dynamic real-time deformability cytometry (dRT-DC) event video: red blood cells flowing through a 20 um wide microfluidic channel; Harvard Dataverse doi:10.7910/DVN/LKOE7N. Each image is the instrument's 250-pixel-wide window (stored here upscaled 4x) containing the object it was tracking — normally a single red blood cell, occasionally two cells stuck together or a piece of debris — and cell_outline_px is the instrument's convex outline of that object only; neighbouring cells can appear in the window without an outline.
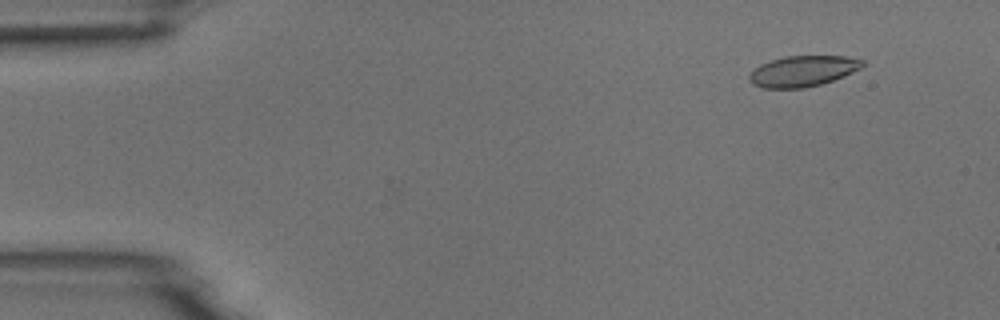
{"species": "common noctule bat (a hibernating species)", "species_latin": "Nyctalus noctula", "temperature_condition": "room temperature", "stored_images_in_passage": 54, "camera_frame_rate_fps": 3000, "um_per_image_px": 0.085, "animal": {"sex": "male", "body_mass_g": 18.8}, "frame": {"image": 1, "passage_image": 5, "time_ms": 1.333, "image_size_px": [1000, 320], "cell_outline_px": [[864, 64], [860, 68], [844, 76], [820, 84], [804, 88], [760, 88], [752, 84], [748, 80], [748, 76], [760, 64], [784, 56], [848, 56], [864, 60]], "centroid_in_image_um": [68.22, 6.04], "position_along_channel_um": 16.8, "area_um2": 20.29}}
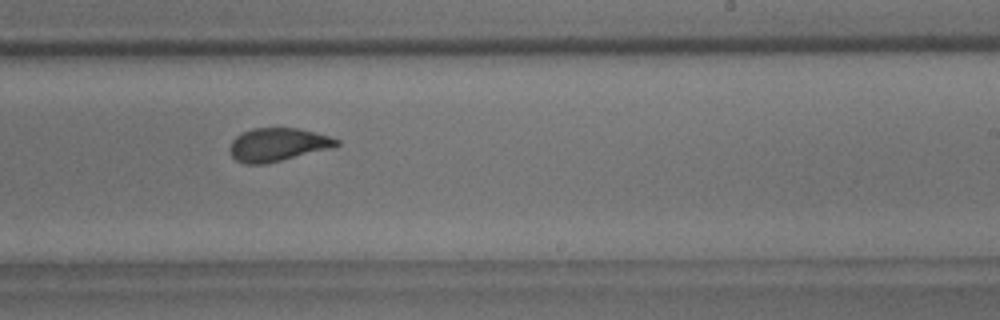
{"frame": {"image": 2, "passage_image": 33, "time_ms": 10.667, "image_size_px": [1000, 320], "cell_outline_px": [[340, 144], [336, 148], [264, 164], [244, 164], [236, 160], [232, 156], [228, 148], [232, 140], [236, 136], [252, 128], [296, 128], [328, 136], [340, 140]], "centroid_in_image_um": [23.62, 12.31], "position_along_channel_um": 265.4, "area_um2": 20.81}}
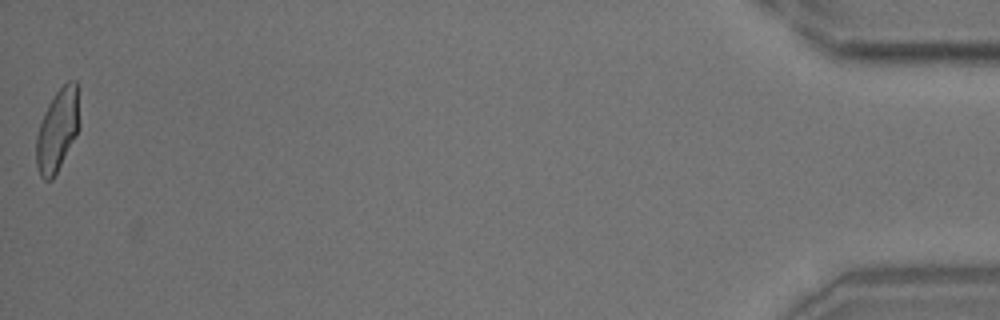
{"frame": {"image": 3, "passage_image": 54, "time_ms": 17.667, "image_size_px": [1000, 320], "cell_outline_px": [[80, 128], [76, 136], [52, 180], [44, 180], [40, 176], [36, 164], [36, 136], [44, 112], [48, 104], [56, 92], [68, 80], [76, 80], [80, 124]], "centroid_in_image_um": [4.89, 11.05], "position_along_channel_um": 430.3, "area_um2": 20.69}, "authors_computed_cell_mechanics": {"area_um2": 20.9525, "velocity_mm_per_s": 3.7207, "shape_relaxation_time_tau1_ms": 5.2296, "shape_relaxation_time_tau2_ms": 1.0399, "deformation_change_tau1": 0.1615, "deformation_change_tau2": 0.0533}}